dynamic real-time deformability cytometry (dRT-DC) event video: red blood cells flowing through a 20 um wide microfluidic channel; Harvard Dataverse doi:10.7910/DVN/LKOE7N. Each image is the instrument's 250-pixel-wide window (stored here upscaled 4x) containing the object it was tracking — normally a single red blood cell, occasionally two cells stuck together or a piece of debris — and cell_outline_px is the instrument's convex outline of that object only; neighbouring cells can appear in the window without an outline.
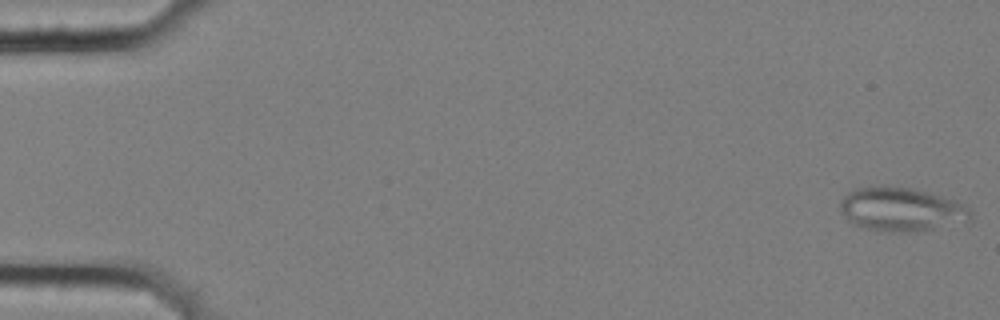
{"species": "common noctule bat (a hibernating species)", "species_latin": "Nyctalus noctula", "temperature_condition": "cold", "stored_images_in_passage": 7, "camera_frame_rate_fps": 3000, "um_per_image_px": 0.085, "animal": {"sex": "female", "body_mass_g": 25.1}, "frame": {"image": 1, "passage_image": 1, "time_ms": 0.0, "image_size_px": [1000, 320], "cell_outline_px": [[972, 216], [968, 220], [932, 228], [904, 232], [880, 232], [864, 228], [852, 224], [840, 212], [840, 204], [844, 196], [848, 192], [856, 188], [912, 188], [956, 200], [964, 204], [968, 208]], "centroid_in_image_um": [76.56, 17.82], "position_along_channel_um": 8.4, "area_um2": 32.54}}